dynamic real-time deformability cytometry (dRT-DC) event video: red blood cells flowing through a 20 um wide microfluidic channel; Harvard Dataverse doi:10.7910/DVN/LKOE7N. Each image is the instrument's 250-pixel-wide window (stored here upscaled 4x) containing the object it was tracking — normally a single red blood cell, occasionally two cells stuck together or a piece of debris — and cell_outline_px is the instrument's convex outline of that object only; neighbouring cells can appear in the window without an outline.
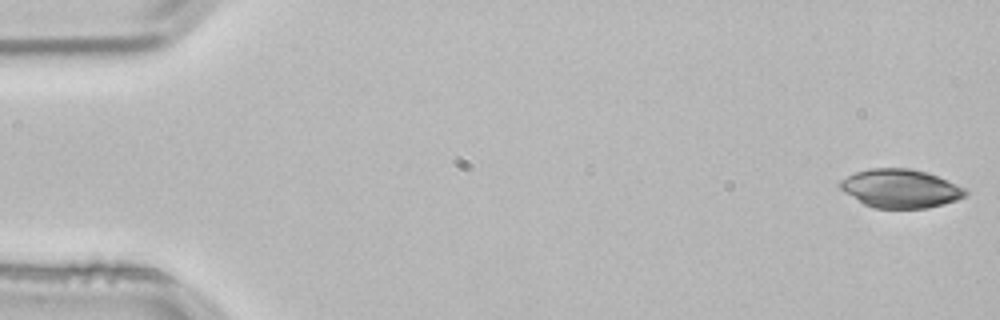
{"species": "common noctule bat (a hibernating species)", "species_latin": "Nyctalus noctula", "temperature_condition": "room temperature", "stored_images_in_passage": 4, "camera_frame_rate_fps": 3000, "um_per_image_px": 0.085, "animal": {"sex": "male", "body_mass_g": 21.5, "forearm_length_mm": 52.0}, "frame": {"image": 1, "passage_image": 1, "time_ms": 0.0, "image_size_px": [1000, 320], "cell_outline_px": [[968, 196], [944, 204], [928, 208], [872, 208], [864, 204], [844, 192], [836, 184], [840, 180], [856, 172], [872, 168], [908, 168], [924, 172], [936, 176], [968, 188]], "centroid_in_image_um": [76.55, 16.03], "position_along_channel_um": 8.4, "area_um2": 28.26}}